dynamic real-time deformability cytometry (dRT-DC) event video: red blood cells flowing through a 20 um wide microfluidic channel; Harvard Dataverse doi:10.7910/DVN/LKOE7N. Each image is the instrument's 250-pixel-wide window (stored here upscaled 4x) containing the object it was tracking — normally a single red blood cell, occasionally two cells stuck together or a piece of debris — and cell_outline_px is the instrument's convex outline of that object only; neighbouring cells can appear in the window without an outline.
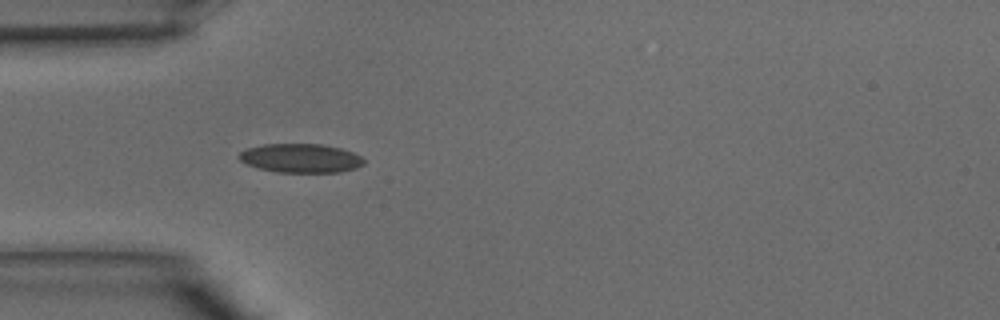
{"species": "common noctule bat (a hibernating species)", "species_latin": "Nyctalus noctula", "temperature_condition": "warm", "stored_images_in_passage": 22, "camera_frame_rate_fps": 3000, "um_per_image_px": 0.085, "animal": {"sex": "male", "body_mass_g": 15.6}, "frame": {"image": 1, "passage_image": 11, "time_ms": 3.333, "image_size_px": [1000, 320], "cell_outline_px": [[364, 164], [356, 168], [340, 172], [276, 172], [260, 168], [248, 164], [240, 160], [236, 156], [240, 152], [248, 148], [264, 144], [320, 144], [340, 148], [352, 152], [360, 156], [364, 160]], "centroid_in_image_um": [25.56, 13.44], "position_along_channel_um": 59.4, "area_um2": 20.92}}